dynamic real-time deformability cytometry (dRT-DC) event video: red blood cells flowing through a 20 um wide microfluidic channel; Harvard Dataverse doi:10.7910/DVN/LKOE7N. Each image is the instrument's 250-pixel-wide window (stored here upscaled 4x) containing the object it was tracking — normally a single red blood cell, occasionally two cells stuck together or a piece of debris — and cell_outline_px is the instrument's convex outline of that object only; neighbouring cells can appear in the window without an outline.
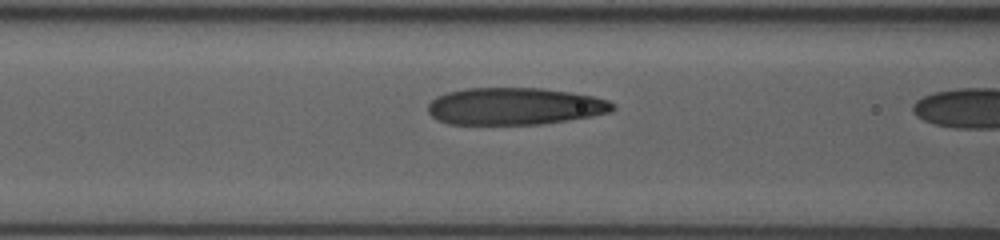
{"species": "human", "species_latin": "Homo sapiens", "temperature_condition": "room temperature", "stored_images_in_passage": 17, "camera_frame_rate_fps": 3000, "um_per_image_px": 0.085, "donor": {"sex": "female"}, "frame": {"image": 1, "passage_image": 16, "time_ms": 5.0, "image_size_px": [1000, 240], "cell_outline_px": [[616, 108], [612, 112], [592, 116], [540, 124], [448, 124], [436, 120], [428, 112], [428, 104], [436, 96], [448, 92], [464, 88], [540, 88], [572, 92], [592, 96], [608, 100], [616, 104]], "centroid_in_image_um": [43.75, 9.03], "position_along_channel_um": 122.8, "area_um2": 40.17}}